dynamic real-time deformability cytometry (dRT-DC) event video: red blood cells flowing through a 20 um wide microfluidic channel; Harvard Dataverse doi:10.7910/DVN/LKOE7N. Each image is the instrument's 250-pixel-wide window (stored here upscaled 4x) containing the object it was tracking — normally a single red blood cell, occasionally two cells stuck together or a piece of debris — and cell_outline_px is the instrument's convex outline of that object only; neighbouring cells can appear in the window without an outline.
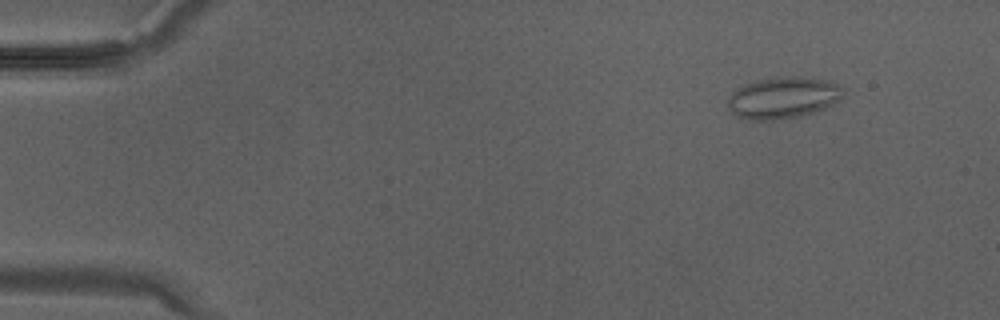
{"species": "Egyptian fruit bat (a non-hibernating species)", "species_latin": "Rousettus aegyptiacus", "temperature_condition": "warm", "stored_images_in_passage": 33, "camera_frame_rate_fps": 3000, "um_per_image_px": 0.085, "animal": {"sex": "male"}, "frame": {"image": 1, "passage_image": 2, "time_ms": 0.333, "image_size_px": [1000, 320], "cell_outline_px": [[844, 96], [832, 104], [816, 112], [796, 116], [772, 120], [748, 120], [736, 116], [728, 108], [728, 100], [732, 92], [736, 88], [760, 80], [776, 76], [800, 76], [824, 80], [836, 84], [844, 88]], "centroid_in_image_um": [66.56, 8.3], "position_along_channel_um": 18.4, "area_um2": 27.86}}
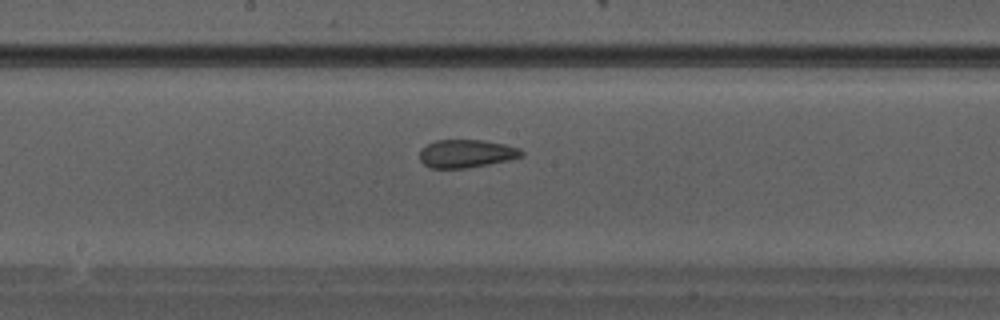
{"frame": {"image": 2, "passage_image": 17, "time_ms": 5.333, "image_size_px": [1000, 320], "cell_outline_px": [[524, 156], [508, 160], [468, 168], [428, 168], [420, 160], [420, 148], [436, 140], [484, 140], [504, 144], [520, 148], [524, 152]], "centroid_in_image_um": [39.64, 13.05], "position_along_channel_um": 208.6, "area_um2": 16.76}}
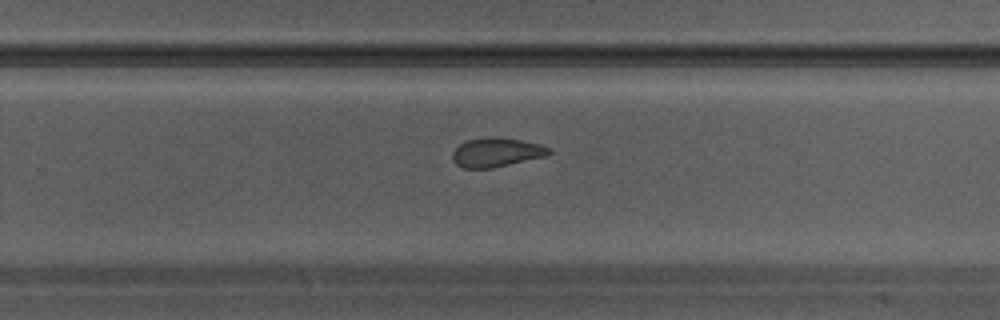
{"frame": {"image": 3, "passage_image": 21, "time_ms": 6.667, "image_size_px": [1000, 320], "cell_outline_px": [[552, 152], [548, 156], [492, 168], [464, 168], [456, 164], [452, 160], [452, 152], [464, 140], [488, 136], [492, 136], [520, 140], [540, 144], [552, 148]], "centroid_in_image_um": [42.21, 12.94], "position_along_channel_um": 287.6, "area_um2": 16.65}}